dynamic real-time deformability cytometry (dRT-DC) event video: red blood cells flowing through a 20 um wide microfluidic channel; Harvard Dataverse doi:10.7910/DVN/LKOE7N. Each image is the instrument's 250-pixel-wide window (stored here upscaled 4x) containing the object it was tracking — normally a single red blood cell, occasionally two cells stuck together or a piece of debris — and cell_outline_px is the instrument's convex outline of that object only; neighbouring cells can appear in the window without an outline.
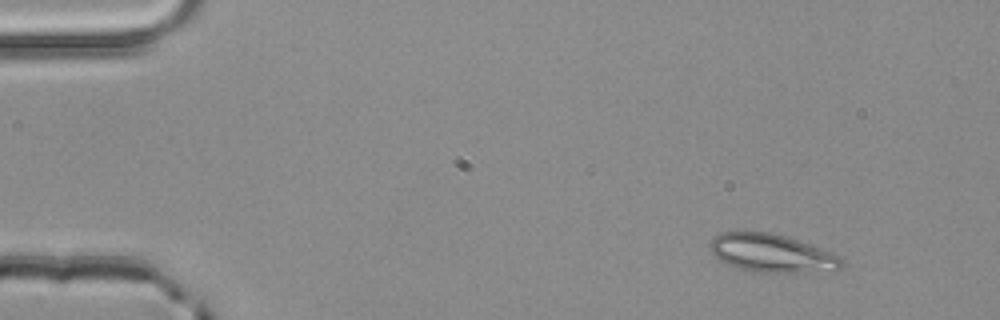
{"species": "common noctule bat (a hibernating species)", "species_latin": "Nyctalus noctula", "temperature_condition": "room temperature", "stored_images_in_passage": 2, "camera_frame_rate_fps": 3000, "um_per_image_px": 0.085, "animal": {"sex": "male", "body_mass_g": 20.4}, "frame": {"image": 1, "passage_image": 1, "time_ms": 0.0, "image_size_px": [1000, 320], "cell_outline_px": [[844, 264], [836, 272], [756, 272], [740, 268], [728, 264], [720, 260], [712, 252], [708, 244], [720, 232], [768, 232], [784, 236], [832, 252], [840, 256], [844, 260]], "centroid_in_image_um": [65.66, 21.54], "position_along_channel_um": 19.3, "area_um2": 29.19}}